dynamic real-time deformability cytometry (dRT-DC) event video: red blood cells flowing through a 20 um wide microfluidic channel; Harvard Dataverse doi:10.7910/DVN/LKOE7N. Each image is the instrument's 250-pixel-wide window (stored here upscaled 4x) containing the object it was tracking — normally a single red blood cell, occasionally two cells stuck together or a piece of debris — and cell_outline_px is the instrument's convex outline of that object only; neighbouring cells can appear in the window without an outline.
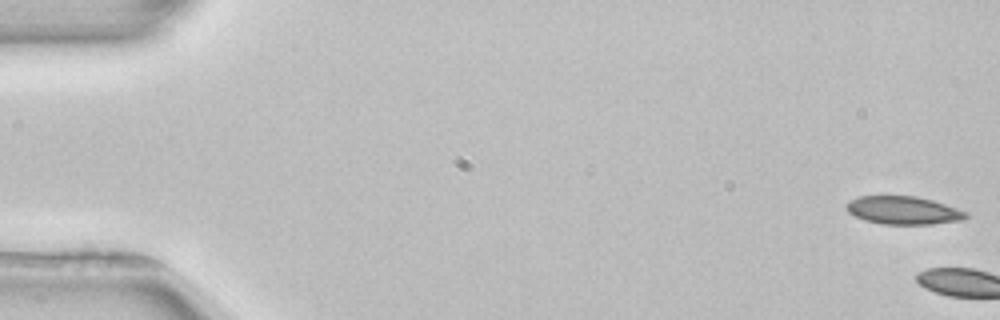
{"species": "common noctule bat (a hibernating species)", "species_latin": "Nyctalus noctula", "temperature_condition": "room temperature", "stored_images_in_passage": 3, "camera_frame_rate_fps": 3000, "um_per_image_px": 0.085, "animal": {"sex": "female", "body_mass_g": 22.7, "forearm_length_mm": 54.2}, "frame": {"image": 1, "passage_image": 1, "time_ms": 0.0, "image_size_px": [1000, 320], "cell_outline_px": [[968, 216], [964, 220], [932, 224], [884, 224], [864, 220], [848, 212], [848, 200], [860, 196], [916, 196], [932, 200], [968, 212]], "centroid_in_image_um": [76.81, 17.88], "position_along_channel_um": 8.2, "area_um2": 19.42}}